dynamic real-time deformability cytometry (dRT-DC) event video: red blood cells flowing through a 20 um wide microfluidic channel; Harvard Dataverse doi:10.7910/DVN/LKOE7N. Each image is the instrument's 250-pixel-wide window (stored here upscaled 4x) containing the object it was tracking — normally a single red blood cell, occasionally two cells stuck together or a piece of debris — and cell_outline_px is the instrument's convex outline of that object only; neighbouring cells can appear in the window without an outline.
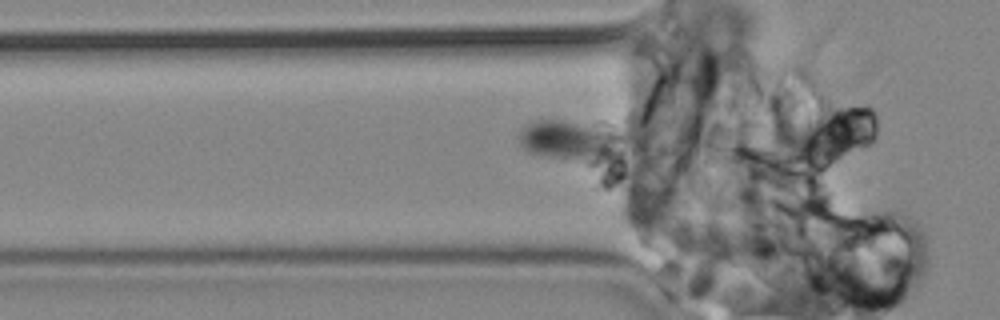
{"species": "common noctule bat (a hibernating species)", "species_latin": "Nyctalus noctula", "temperature_condition": "cold", "stored_images_in_passage": 16, "camera_frame_rate_fps": 3000, "um_per_image_px": 0.085, "animal": {"sex": "male", "body_mass_g": 19.2, "forearm_length_mm": 51.8}, "frame": {"image": 1, "passage_image": 14, "time_ms": 4.333, "image_size_px": [1000, 320], "cell_outline_px": [[620, 136], [608, 160], [600, 164], [596, 164], [540, 156], [528, 152], [520, 144], [516, 136], [520, 128], [524, 124], [532, 120], [564, 120], [604, 128], [620, 132]], "centroid_in_image_um": [48.29, 11.96], "position_along_channel_um": 77.5, "area_um2": 24.51}}